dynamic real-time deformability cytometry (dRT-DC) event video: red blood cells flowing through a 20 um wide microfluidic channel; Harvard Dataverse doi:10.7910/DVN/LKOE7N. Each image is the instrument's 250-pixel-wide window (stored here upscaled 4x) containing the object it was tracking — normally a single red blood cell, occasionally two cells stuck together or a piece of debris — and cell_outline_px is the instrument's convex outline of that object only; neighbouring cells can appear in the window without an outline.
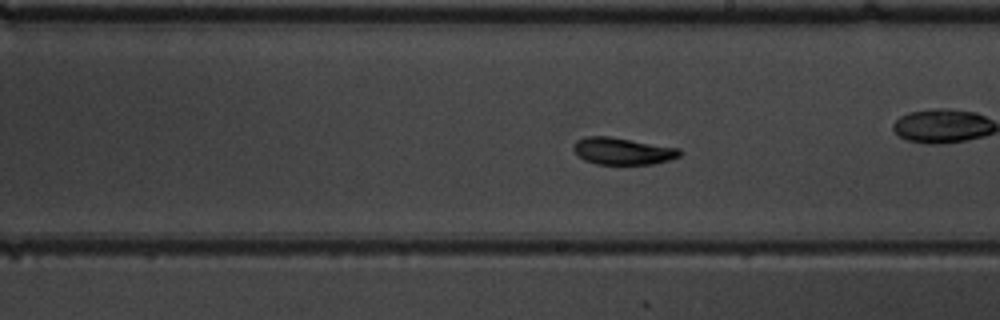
{"species": "common noctule bat (a hibernating species)", "species_latin": "Nyctalus noctula", "temperature_condition": "warm", "stored_images_in_passage": 38, "camera_frame_rate_fps": 3000, "um_per_image_px": 0.085, "animal": {"sex": "male", "body_mass_g": 19.5, "forearm_length_mm": 54.6}, "frame": {"image": 1, "passage_image": 17, "time_ms": 5.333, "image_size_px": [1000, 320], "cell_outline_px": [[684, 152], [680, 156], [668, 160], [652, 164], [596, 164], [584, 160], [576, 156], [572, 148], [572, 144], [576, 140], [584, 136], [608, 136], [680, 148]], "centroid_in_image_um": [52.88, 12.84], "position_along_channel_um": 236.1, "area_um2": 16.94}, "authors_computed_cell_mechanics": {"area_um2": 16.4441, "velocity_mm_per_s": 3.8122, "shape_relaxation_time_tau1_ms": 2.6632, "shape_relaxation_time_tau2_ms": 2.36, "deformation_change_tau1": 0.1539, "deformation_change_tau2": 0.0828}}